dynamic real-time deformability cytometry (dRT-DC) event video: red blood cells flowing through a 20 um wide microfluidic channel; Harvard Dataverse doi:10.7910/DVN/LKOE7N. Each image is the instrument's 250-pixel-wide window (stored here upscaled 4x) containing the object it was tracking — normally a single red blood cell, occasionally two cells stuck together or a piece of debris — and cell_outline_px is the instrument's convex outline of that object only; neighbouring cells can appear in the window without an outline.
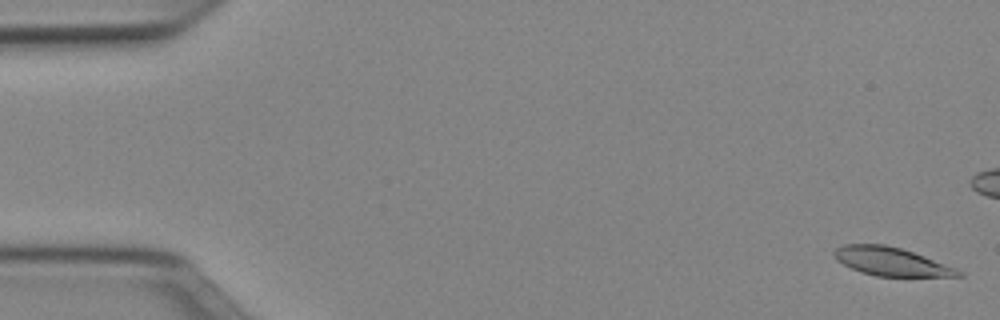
{"species": "Egyptian fruit bat (a non-hibernating species)", "species_latin": "Rousettus aegyptiacus", "temperature_condition": "cold", "stored_images_in_passage": 14, "camera_frame_rate_fps": 3000, "um_per_image_px": 0.085, "animal": {"sex": "female"}, "frame": {"image": 1, "passage_image": 1, "time_ms": 0.0, "image_size_px": [1000, 320], "cell_outline_px": [[964, 276], [876, 276], [860, 272], [836, 260], [832, 252], [836, 248], [844, 244], [884, 244], [900, 248], [924, 256], [956, 268], [964, 272]], "centroid_in_image_um": [75.73, 22.23], "position_along_channel_um": 9.3, "area_um2": 20.4}}